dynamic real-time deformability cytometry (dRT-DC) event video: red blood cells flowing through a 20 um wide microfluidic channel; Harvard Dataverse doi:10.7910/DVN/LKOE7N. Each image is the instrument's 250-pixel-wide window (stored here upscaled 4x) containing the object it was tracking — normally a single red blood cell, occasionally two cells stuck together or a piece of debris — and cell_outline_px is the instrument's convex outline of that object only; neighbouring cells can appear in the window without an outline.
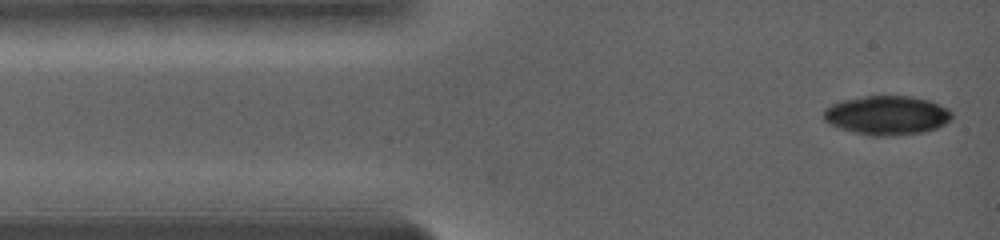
{"species": "common noctule bat (a hibernating species)", "species_latin": "Nyctalus noctula", "temperature_condition": "warm", "stored_images_in_passage": 6, "camera_frame_rate_fps": 5000, "um_per_image_px": 0.085, "animal": {"sex": "female", "body_mass_g": 19.0, "forearm_length_mm": 56.7}, "frame": {"image": 1, "passage_image": 1, "time_ms": 0.0, "image_size_px": [1000, 240], "cell_outline_px": [[952, 116], [944, 124], [928, 132], [892, 136], [868, 136], [840, 128], [824, 120], [824, 112], [832, 104], [848, 100], [868, 96], [904, 96], [928, 100], [952, 112]], "centroid_in_image_um": [75.4, 9.83], "position_along_channel_um": 9.6, "area_um2": 28.67}}